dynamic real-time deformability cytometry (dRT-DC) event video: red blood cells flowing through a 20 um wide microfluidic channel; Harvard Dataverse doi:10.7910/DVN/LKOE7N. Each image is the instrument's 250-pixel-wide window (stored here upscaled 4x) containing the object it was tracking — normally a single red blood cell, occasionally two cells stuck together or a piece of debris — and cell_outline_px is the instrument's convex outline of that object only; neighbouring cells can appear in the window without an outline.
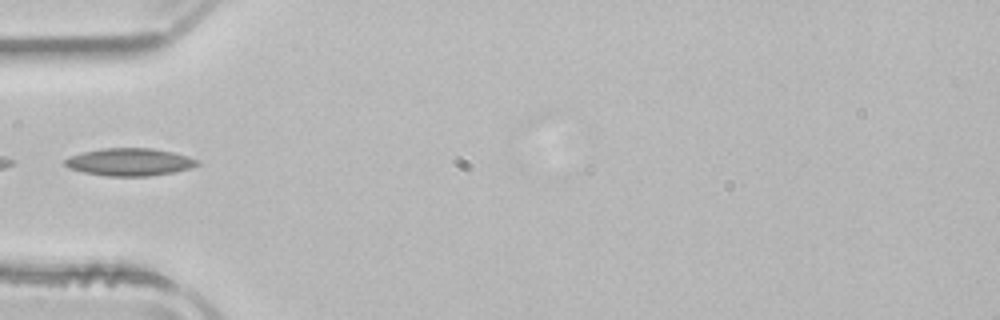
{"species": "common noctule bat (a hibernating species)", "species_latin": "Nyctalus noctula", "temperature_condition": "room temperature", "stored_images_in_passage": 1, "camera_frame_rate_fps": 3000, "um_per_image_px": 0.085, "animal": {"sex": "male", "body_mass_g": 21.5, "forearm_length_mm": 52.0}, "frame": {"image": 1, "passage_image": 1, "time_ms": 0.0, "image_size_px": [1000, 320], "cell_outline_px": [[200, 164], [192, 168], [172, 172], [148, 176], [108, 176], [84, 172], [68, 168], [64, 164], [64, 160], [68, 156], [100, 148], [152, 148], [172, 152], [188, 156], [196, 160]], "centroid_in_image_um": [10.99, 13.76], "position_along_channel_um": 74.0, "area_um2": 21.21}}